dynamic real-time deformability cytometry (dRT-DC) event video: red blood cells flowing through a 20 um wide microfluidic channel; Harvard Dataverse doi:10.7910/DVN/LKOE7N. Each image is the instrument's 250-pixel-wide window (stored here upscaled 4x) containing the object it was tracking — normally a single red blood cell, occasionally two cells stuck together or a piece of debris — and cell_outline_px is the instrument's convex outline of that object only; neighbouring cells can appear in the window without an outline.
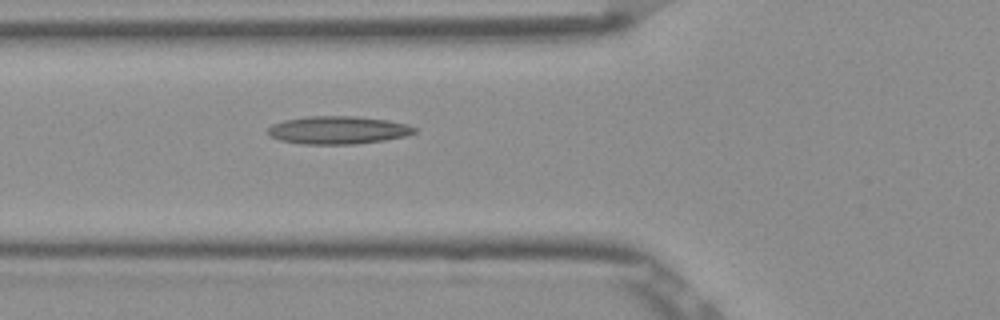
{"species": "Egyptian fruit bat (a non-hibernating species)", "species_latin": "Rousettus aegyptiacus", "temperature_condition": "room temperature", "stored_images_in_passage": 2, "camera_frame_rate_fps": 3000, "um_per_image_px": 0.085, "frame": {"image": 1, "passage_image": 2, "time_ms": 0.333, "image_size_px": [1000, 320], "cell_outline_px": [[416, 132], [404, 136], [384, 140], [356, 144], [300, 144], [280, 140], [272, 136], [268, 132], [268, 128], [272, 124], [284, 120], [304, 116], [352, 116], [388, 120], [408, 124], [416, 128]], "centroid_in_image_um": [28.72, 11.05], "position_along_channel_um": 97.1, "area_um2": 23.81}}